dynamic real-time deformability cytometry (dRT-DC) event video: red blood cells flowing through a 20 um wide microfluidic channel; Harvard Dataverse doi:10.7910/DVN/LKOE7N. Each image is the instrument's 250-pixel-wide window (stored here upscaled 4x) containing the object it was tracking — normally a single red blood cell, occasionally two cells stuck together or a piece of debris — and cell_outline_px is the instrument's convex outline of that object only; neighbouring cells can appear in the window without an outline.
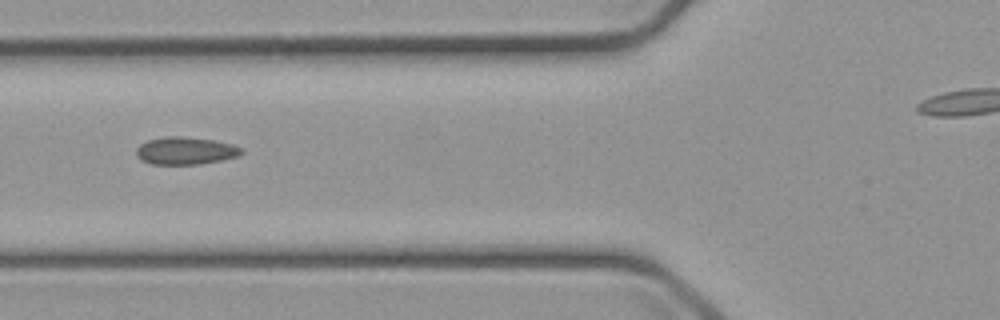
{"species": "common noctule bat (a hibernating species)", "species_latin": "Nyctalus noctula", "temperature_condition": "cold", "stored_images_in_passage": 9, "segment_of_instrument_passage": [1, 2], "camera_frame_rate_fps": 3000, "um_per_image_px": 0.085, "animal": {"sex": "male", "body_mass_g": 23.1, "forearm_length_mm": 52.7}, "frame": {"image": 1, "passage_image": 7, "time_ms": 6.667, "image_size_px": [1000, 320], "cell_outline_px": [[244, 152], [236, 156], [220, 160], [200, 164], [152, 164], [140, 160], [136, 156], [136, 148], [140, 144], [148, 140], [164, 136], [180, 136], [212, 140], [232, 144], [244, 148]], "centroid_in_image_um": [15.74, 12.81], "position_along_channel_um": 110.1, "area_um2": 16.88}}
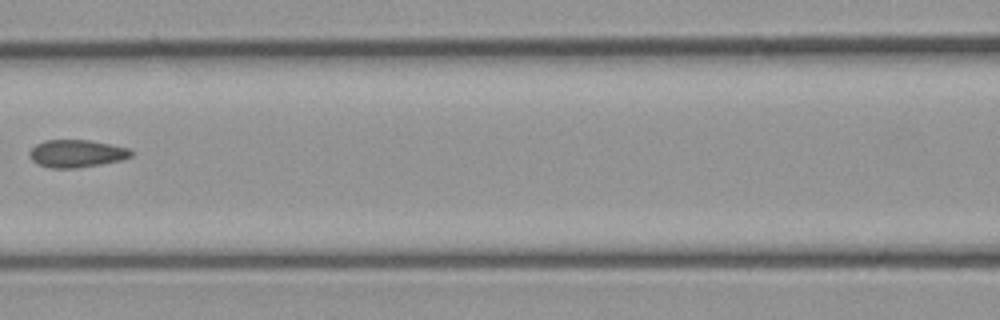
{"frame": {"image": 2, "passage_image": 8, "time_ms": 8.0, "image_size_px": [1000, 320], "cell_outline_px": [[132, 156], [124, 160], [76, 168], [48, 168], [36, 164], [28, 156], [28, 152], [36, 144], [44, 140], [88, 140], [128, 148], [132, 152]], "centroid_in_image_um": [6.47, 13.06], "position_along_channel_um": 160.1, "area_um2": 16.42}}